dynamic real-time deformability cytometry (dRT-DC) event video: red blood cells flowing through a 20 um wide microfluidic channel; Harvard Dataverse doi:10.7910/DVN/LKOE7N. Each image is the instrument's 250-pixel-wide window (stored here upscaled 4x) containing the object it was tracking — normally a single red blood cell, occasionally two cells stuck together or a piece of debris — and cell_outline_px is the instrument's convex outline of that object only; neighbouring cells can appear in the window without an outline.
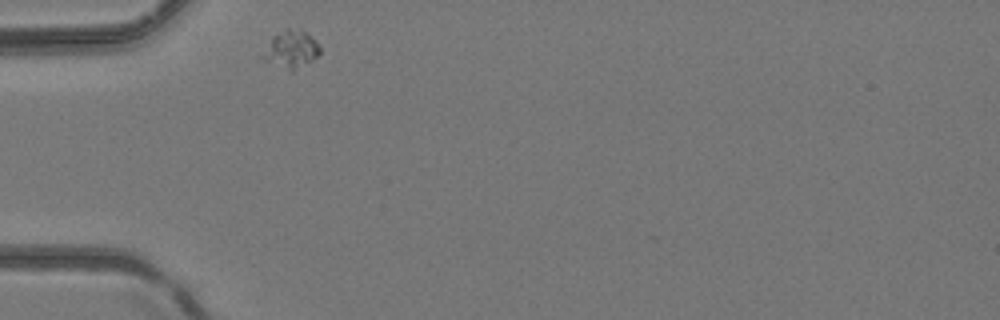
{"species": "common noctule bat (a hibernating species)", "species_latin": "Nyctalus noctula", "temperature_condition": "room temperature", "stored_images_in_passage": 6, "camera_frame_rate_fps": 3000, "um_per_image_px": 0.085, "animal": {"sex": "female", "body_mass_g": 24.6, "forearm_length_mm": 56.2}, "frame": {"image": 1, "passage_image": 1, "time_ms": 0.0, "image_size_px": [1000, 320], "cell_outline_px": [[320, 52], [312, 60], [292, 72], [260, 60], [260, 56], [272, 36], [288, 28], [304, 32], [312, 36], [316, 40], [320, 48]], "centroid_in_image_um": [24.69, 4.23], "position_along_channel_um": 60.3, "area_um2": 12.54}}
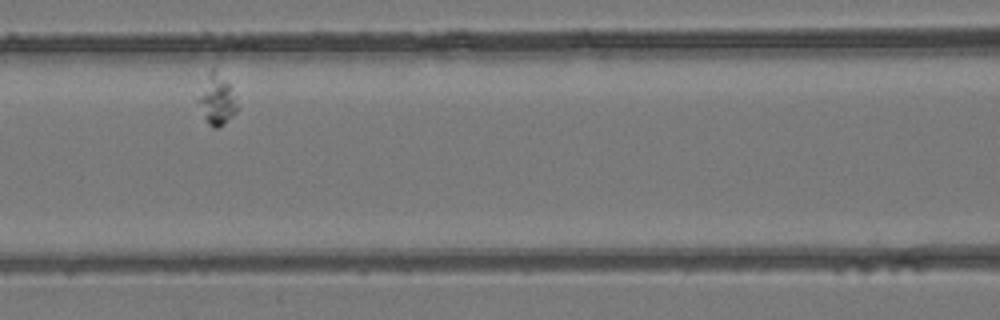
{"frame": {"image": 2, "passage_image": 3, "time_ms": 0.667, "image_size_px": [1000, 320], "cell_outline_px": [[236, 112], [224, 124], [216, 128], [212, 128], [204, 120], [196, 100], [212, 68], [216, 68], [228, 84], [236, 96]], "centroid_in_image_um": [18.41, 8.52], "position_along_channel_um": 148.2, "area_um2": 11.27}}
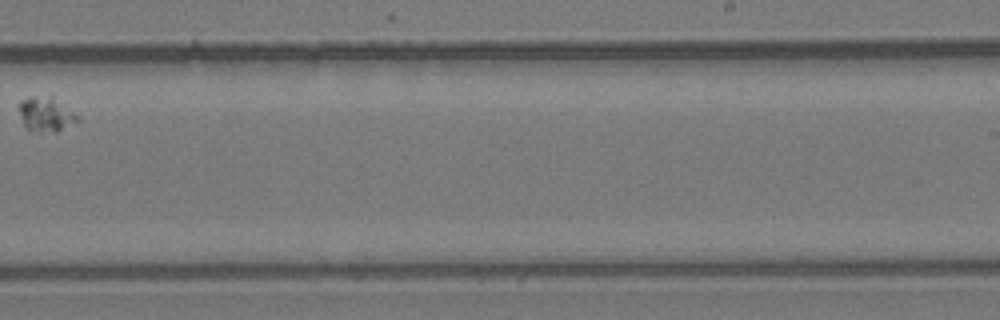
{"frame": {"image": 3, "passage_image": 6, "time_ms": 1.667, "image_size_px": [1000, 320], "cell_outline_px": [[80, 120], [56, 132], [52, 132], [28, 128], [24, 124], [16, 104], [20, 100], [32, 96], [52, 96], [80, 116]], "centroid_in_image_um": [3.91, 9.67], "position_along_channel_um": 285.1, "area_um2": 11.68}}